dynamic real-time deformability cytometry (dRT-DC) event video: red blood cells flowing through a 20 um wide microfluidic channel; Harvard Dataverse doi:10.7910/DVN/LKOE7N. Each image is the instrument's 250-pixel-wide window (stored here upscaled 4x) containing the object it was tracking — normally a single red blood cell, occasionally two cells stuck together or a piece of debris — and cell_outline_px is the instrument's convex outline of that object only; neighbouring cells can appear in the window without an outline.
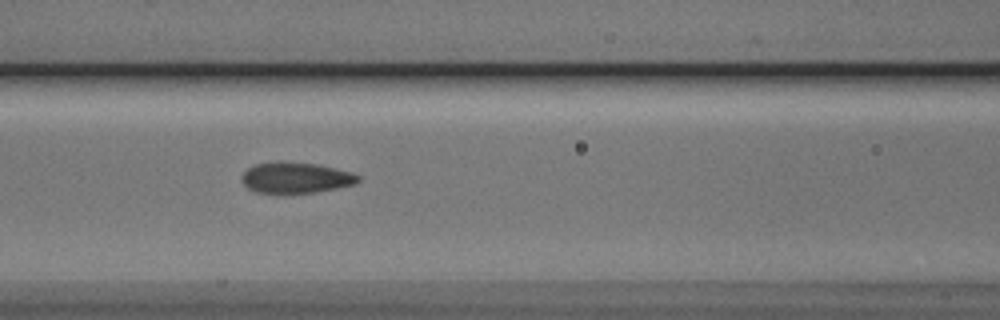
{"species": "Egyptian fruit bat (a non-hibernating species)", "species_latin": "Rousettus aegyptiacus", "temperature_condition": "cold", "stored_images_in_passage": 8, "segment_of_instrument_passage": [1, 2], "camera_frame_rate_fps": 3000, "um_per_image_px": 0.085, "animal": {"sex": "male"}, "frame": {"image": 1, "passage_image": 6, "time_ms": 1.667, "image_size_px": [1000, 320], "cell_outline_px": [[360, 180], [356, 184], [316, 192], [256, 192], [248, 188], [240, 180], [240, 176], [248, 168], [256, 164], [280, 160], [316, 164], [352, 172], [360, 176]], "centroid_in_image_um": [25.13, 15.08], "position_along_channel_um": 141.5, "area_um2": 20.92}}
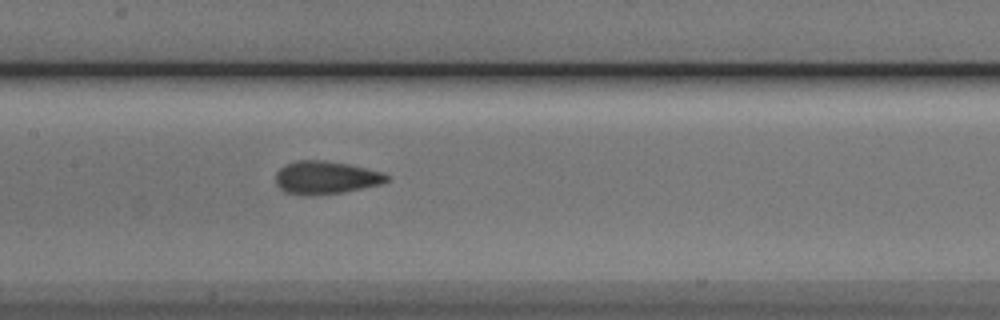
{"frame": {"image": 2, "passage_image": 7, "time_ms": 2.0, "image_size_px": [1000, 320], "cell_outline_px": [[388, 180], [380, 184], [344, 192], [304, 196], [300, 196], [284, 192], [276, 184], [276, 172], [280, 168], [296, 160], [324, 160], [348, 164], [384, 172], [388, 176]], "centroid_in_image_um": [27.66, 15.1], "position_along_channel_um": 179.7, "area_um2": 21.39}}